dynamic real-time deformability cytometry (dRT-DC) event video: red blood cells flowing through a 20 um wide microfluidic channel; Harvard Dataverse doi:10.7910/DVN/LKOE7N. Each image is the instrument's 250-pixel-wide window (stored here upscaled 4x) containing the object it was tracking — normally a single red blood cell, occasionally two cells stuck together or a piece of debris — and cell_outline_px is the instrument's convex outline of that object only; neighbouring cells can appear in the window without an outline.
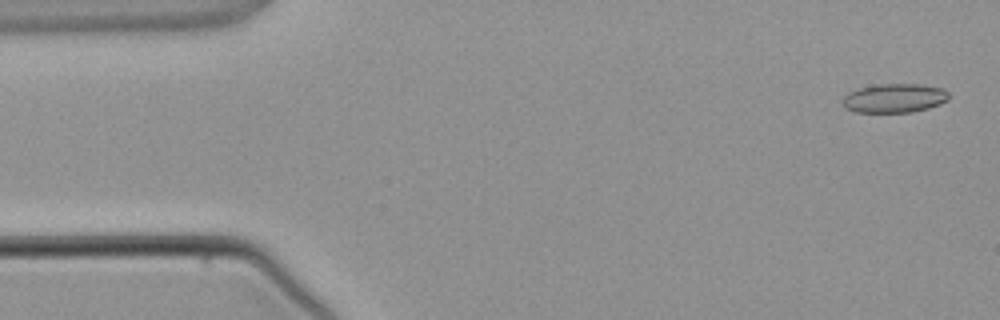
{"species": "common noctule bat (a hibernating species)", "species_latin": "Nyctalus noctula", "temperature_condition": "warm", "stored_images_in_passage": 4, "camera_frame_rate_fps": 3000, "um_per_image_px": 0.085, "animal": {"sex": "male", "body_mass_g": 21.5, "forearm_length_mm": 52.0}, "frame": {"image": 1, "passage_image": 1, "time_ms": 0.0, "image_size_px": [1000, 320], "cell_outline_px": [[948, 100], [940, 104], [928, 108], [912, 112], [856, 112], [844, 108], [840, 100], [848, 92], [860, 88], [880, 84], [916, 84], [944, 88], [948, 92]], "centroid_in_image_um": [76.0, 8.35], "position_along_channel_um": 9.0, "area_um2": 18.03}}